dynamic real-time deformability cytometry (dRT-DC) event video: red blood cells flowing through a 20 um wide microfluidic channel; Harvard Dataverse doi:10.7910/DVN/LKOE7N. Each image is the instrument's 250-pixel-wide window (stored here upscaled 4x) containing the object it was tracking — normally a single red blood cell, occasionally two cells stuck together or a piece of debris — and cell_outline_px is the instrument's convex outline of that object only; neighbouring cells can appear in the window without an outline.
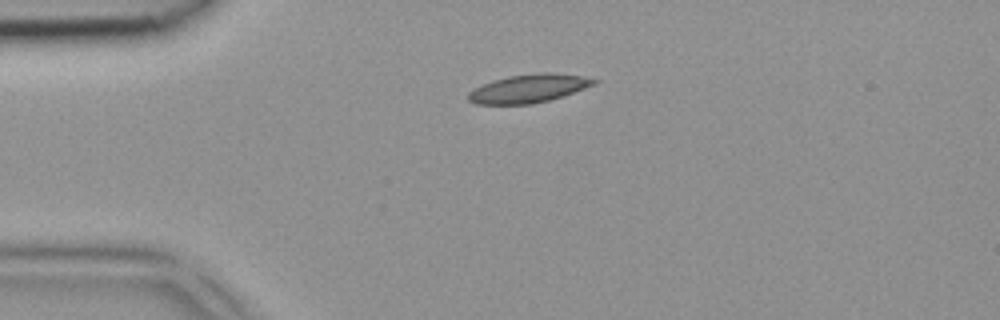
{"species": "common noctule bat (a hibernating species)", "species_latin": "Nyctalus noctula", "temperature_condition": "room temperature", "stored_images_in_passage": 4, "camera_frame_rate_fps": 3000, "um_per_image_px": 0.085, "animal": {"sex": "female", "body_mass_g": 18.4}, "frame": {"image": 1, "passage_image": 1, "time_ms": 0.0, "image_size_px": [1000, 320], "cell_outline_px": [[600, 80], [596, 84], [548, 100], [532, 104], [476, 104], [468, 100], [468, 92], [484, 84], [508, 76], [540, 72], [552, 72], [580, 76]], "centroid_in_image_um": [44.94, 7.51], "position_along_channel_um": 40.1, "area_um2": 20.4}}
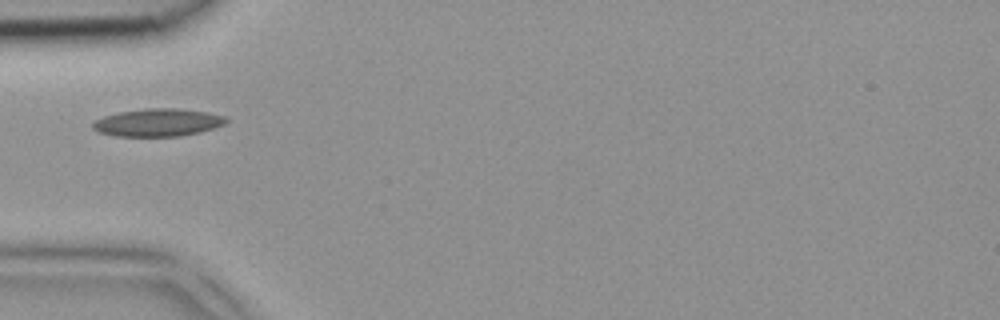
{"frame": {"image": 2, "passage_image": 2, "time_ms": 0.333, "image_size_px": [1000, 320], "cell_outline_px": [[228, 120], [224, 124], [200, 132], [180, 136], [116, 136], [100, 132], [92, 128], [92, 124], [96, 120], [104, 116], [120, 112], [144, 108], [176, 108], [208, 112], [224, 116]], "centroid_in_image_um": [13.42, 10.41], "position_along_channel_um": 71.6, "area_um2": 21.39}}